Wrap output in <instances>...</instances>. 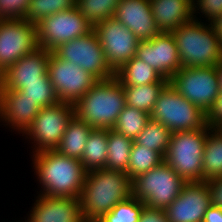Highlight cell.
Masks as SVG:
<instances>
[{
  "mask_svg": "<svg viewBox=\"0 0 222 222\" xmlns=\"http://www.w3.org/2000/svg\"><path fill=\"white\" fill-rule=\"evenodd\" d=\"M15 90L21 91L41 108L52 106L59 102L53 84L50 81L20 84Z\"/></svg>",
  "mask_w": 222,
  "mask_h": 222,
  "instance_id": "cell-34",
  "label": "cell"
},
{
  "mask_svg": "<svg viewBox=\"0 0 222 222\" xmlns=\"http://www.w3.org/2000/svg\"><path fill=\"white\" fill-rule=\"evenodd\" d=\"M136 57L146 62L163 78H170L181 68L176 41L172 33L161 32L147 41H140Z\"/></svg>",
  "mask_w": 222,
  "mask_h": 222,
  "instance_id": "cell-16",
  "label": "cell"
},
{
  "mask_svg": "<svg viewBox=\"0 0 222 222\" xmlns=\"http://www.w3.org/2000/svg\"><path fill=\"white\" fill-rule=\"evenodd\" d=\"M150 119L163 124L171 132L202 129L207 125L206 113L169 83L160 92Z\"/></svg>",
  "mask_w": 222,
  "mask_h": 222,
  "instance_id": "cell-7",
  "label": "cell"
},
{
  "mask_svg": "<svg viewBox=\"0 0 222 222\" xmlns=\"http://www.w3.org/2000/svg\"><path fill=\"white\" fill-rule=\"evenodd\" d=\"M37 25L39 47L53 51L60 44L85 36L94 30L77 8L43 18Z\"/></svg>",
  "mask_w": 222,
  "mask_h": 222,
  "instance_id": "cell-12",
  "label": "cell"
},
{
  "mask_svg": "<svg viewBox=\"0 0 222 222\" xmlns=\"http://www.w3.org/2000/svg\"><path fill=\"white\" fill-rule=\"evenodd\" d=\"M186 1H188L193 6L195 0H186Z\"/></svg>",
  "mask_w": 222,
  "mask_h": 222,
  "instance_id": "cell-44",
  "label": "cell"
},
{
  "mask_svg": "<svg viewBox=\"0 0 222 222\" xmlns=\"http://www.w3.org/2000/svg\"><path fill=\"white\" fill-rule=\"evenodd\" d=\"M163 161L164 158L158 152L133 142L126 174L133 180Z\"/></svg>",
  "mask_w": 222,
  "mask_h": 222,
  "instance_id": "cell-29",
  "label": "cell"
},
{
  "mask_svg": "<svg viewBox=\"0 0 222 222\" xmlns=\"http://www.w3.org/2000/svg\"><path fill=\"white\" fill-rule=\"evenodd\" d=\"M216 76L218 80V85L220 92H222V62L218 63L216 66Z\"/></svg>",
  "mask_w": 222,
  "mask_h": 222,
  "instance_id": "cell-42",
  "label": "cell"
},
{
  "mask_svg": "<svg viewBox=\"0 0 222 222\" xmlns=\"http://www.w3.org/2000/svg\"><path fill=\"white\" fill-rule=\"evenodd\" d=\"M169 84L206 114L220 93L215 66L180 68Z\"/></svg>",
  "mask_w": 222,
  "mask_h": 222,
  "instance_id": "cell-9",
  "label": "cell"
},
{
  "mask_svg": "<svg viewBox=\"0 0 222 222\" xmlns=\"http://www.w3.org/2000/svg\"><path fill=\"white\" fill-rule=\"evenodd\" d=\"M53 52L61 59L78 64L98 80L115 76V72L106 61L104 50L94 30L85 36L60 44Z\"/></svg>",
  "mask_w": 222,
  "mask_h": 222,
  "instance_id": "cell-10",
  "label": "cell"
},
{
  "mask_svg": "<svg viewBox=\"0 0 222 222\" xmlns=\"http://www.w3.org/2000/svg\"><path fill=\"white\" fill-rule=\"evenodd\" d=\"M76 7V0H31L26 12V20L37 24L49 15Z\"/></svg>",
  "mask_w": 222,
  "mask_h": 222,
  "instance_id": "cell-32",
  "label": "cell"
},
{
  "mask_svg": "<svg viewBox=\"0 0 222 222\" xmlns=\"http://www.w3.org/2000/svg\"><path fill=\"white\" fill-rule=\"evenodd\" d=\"M107 143L108 129L93 128L80 159L86 172L105 168L108 155Z\"/></svg>",
  "mask_w": 222,
  "mask_h": 222,
  "instance_id": "cell-23",
  "label": "cell"
},
{
  "mask_svg": "<svg viewBox=\"0 0 222 222\" xmlns=\"http://www.w3.org/2000/svg\"><path fill=\"white\" fill-rule=\"evenodd\" d=\"M145 204L131 196L119 202L110 212L105 213L100 220L102 222H138Z\"/></svg>",
  "mask_w": 222,
  "mask_h": 222,
  "instance_id": "cell-33",
  "label": "cell"
},
{
  "mask_svg": "<svg viewBox=\"0 0 222 222\" xmlns=\"http://www.w3.org/2000/svg\"><path fill=\"white\" fill-rule=\"evenodd\" d=\"M75 115L74 105L58 102L40 109L34 121L22 133L32 142V153L55 150L71 118Z\"/></svg>",
  "mask_w": 222,
  "mask_h": 222,
  "instance_id": "cell-8",
  "label": "cell"
},
{
  "mask_svg": "<svg viewBox=\"0 0 222 222\" xmlns=\"http://www.w3.org/2000/svg\"><path fill=\"white\" fill-rule=\"evenodd\" d=\"M149 120L147 112L125 105L112 129L134 140Z\"/></svg>",
  "mask_w": 222,
  "mask_h": 222,
  "instance_id": "cell-31",
  "label": "cell"
},
{
  "mask_svg": "<svg viewBox=\"0 0 222 222\" xmlns=\"http://www.w3.org/2000/svg\"><path fill=\"white\" fill-rule=\"evenodd\" d=\"M50 53L51 51L39 47L20 58L0 75V89L15 90L24 83L49 82Z\"/></svg>",
  "mask_w": 222,
  "mask_h": 222,
  "instance_id": "cell-17",
  "label": "cell"
},
{
  "mask_svg": "<svg viewBox=\"0 0 222 222\" xmlns=\"http://www.w3.org/2000/svg\"><path fill=\"white\" fill-rule=\"evenodd\" d=\"M172 132L158 121L150 119L134 139L140 146L158 152L163 158L168 150Z\"/></svg>",
  "mask_w": 222,
  "mask_h": 222,
  "instance_id": "cell-28",
  "label": "cell"
},
{
  "mask_svg": "<svg viewBox=\"0 0 222 222\" xmlns=\"http://www.w3.org/2000/svg\"><path fill=\"white\" fill-rule=\"evenodd\" d=\"M193 18L172 31L183 67H209L222 62V48L212 26Z\"/></svg>",
  "mask_w": 222,
  "mask_h": 222,
  "instance_id": "cell-4",
  "label": "cell"
},
{
  "mask_svg": "<svg viewBox=\"0 0 222 222\" xmlns=\"http://www.w3.org/2000/svg\"><path fill=\"white\" fill-rule=\"evenodd\" d=\"M25 222H83L80 199L38 194Z\"/></svg>",
  "mask_w": 222,
  "mask_h": 222,
  "instance_id": "cell-18",
  "label": "cell"
},
{
  "mask_svg": "<svg viewBox=\"0 0 222 222\" xmlns=\"http://www.w3.org/2000/svg\"><path fill=\"white\" fill-rule=\"evenodd\" d=\"M134 140L108 129V155L105 169L126 173Z\"/></svg>",
  "mask_w": 222,
  "mask_h": 222,
  "instance_id": "cell-26",
  "label": "cell"
},
{
  "mask_svg": "<svg viewBox=\"0 0 222 222\" xmlns=\"http://www.w3.org/2000/svg\"><path fill=\"white\" fill-rule=\"evenodd\" d=\"M206 122L211 129H220L222 127V92L219 93L213 106L206 114Z\"/></svg>",
  "mask_w": 222,
  "mask_h": 222,
  "instance_id": "cell-37",
  "label": "cell"
},
{
  "mask_svg": "<svg viewBox=\"0 0 222 222\" xmlns=\"http://www.w3.org/2000/svg\"><path fill=\"white\" fill-rule=\"evenodd\" d=\"M48 76L59 102L72 105L99 81L78 64L59 58L53 51L49 55Z\"/></svg>",
  "mask_w": 222,
  "mask_h": 222,
  "instance_id": "cell-11",
  "label": "cell"
},
{
  "mask_svg": "<svg viewBox=\"0 0 222 222\" xmlns=\"http://www.w3.org/2000/svg\"><path fill=\"white\" fill-rule=\"evenodd\" d=\"M206 182L210 191L211 205L222 208V176L206 180Z\"/></svg>",
  "mask_w": 222,
  "mask_h": 222,
  "instance_id": "cell-38",
  "label": "cell"
},
{
  "mask_svg": "<svg viewBox=\"0 0 222 222\" xmlns=\"http://www.w3.org/2000/svg\"><path fill=\"white\" fill-rule=\"evenodd\" d=\"M132 196V180L121 171L98 169L86 173L80 196L83 219L99 220Z\"/></svg>",
  "mask_w": 222,
  "mask_h": 222,
  "instance_id": "cell-2",
  "label": "cell"
},
{
  "mask_svg": "<svg viewBox=\"0 0 222 222\" xmlns=\"http://www.w3.org/2000/svg\"><path fill=\"white\" fill-rule=\"evenodd\" d=\"M203 222H222V208L211 205L205 211Z\"/></svg>",
  "mask_w": 222,
  "mask_h": 222,
  "instance_id": "cell-40",
  "label": "cell"
},
{
  "mask_svg": "<svg viewBox=\"0 0 222 222\" xmlns=\"http://www.w3.org/2000/svg\"><path fill=\"white\" fill-rule=\"evenodd\" d=\"M42 109L21 91L0 89V122L23 133Z\"/></svg>",
  "mask_w": 222,
  "mask_h": 222,
  "instance_id": "cell-19",
  "label": "cell"
},
{
  "mask_svg": "<svg viewBox=\"0 0 222 222\" xmlns=\"http://www.w3.org/2000/svg\"><path fill=\"white\" fill-rule=\"evenodd\" d=\"M121 0H76V8L93 27L114 17Z\"/></svg>",
  "mask_w": 222,
  "mask_h": 222,
  "instance_id": "cell-30",
  "label": "cell"
},
{
  "mask_svg": "<svg viewBox=\"0 0 222 222\" xmlns=\"http://www.w3.org/2000/svg\"><path fill=\"white\" fill-rule=\"evenodd\" d=\"M31 0H0V20H26Z\"/></svg>",
  "mask_w": 222,
  "mask_h": 222,
  "instance_id": "cell-35",
  "label": "cell"
},
{
  "mask_svg": "<svg viewBox=\"0 0 222 222\" xmlns=\"http://www.w3.org/2000/svg\"><path fill=\"white\" fill-rule=\"evenodd\" d=\"M150 3L160 32L171 33L194 18L193 6L186 0H150Z\"/></svg>",
  "mask_w": 222,
  "mask_h": 222,
  "instance_id": "cell-21",
  "label": "cell"
},
{
  "mask_svg": "<svg viewBox=\"0 0 222 222\" xmlns=\"http://www.w3.org/2000/svg\"><path fill=\"white\" fill-rule=\"evenodd\" d=\"M40 193L49 197L79 199L86 171L80 160L59 154L56 150L36 152L31 156Z\"/></svg>",
  "mask_w": 222,
  "mask_h": 222,
  "instance_id": "cell-1",
  "label": "cell"
},
{
  "mask_svg": "<svg viewBox=\"0 0 222 222\" xmlns=\"http://www.w3.org/2000/svg\"><path fill=\"white\" fill-rule=\"evenodd\" d=\"M114 17L140 41H147L160 34L151 12L150 0H121Z\"/></svg>",
  "mask_w": 222,
  "mask_h": 222,
  "instance_id": "cell-20",
  "label": "cell"
},
{
  "mask_svg": "<svg viewBox=\"0 0 222 222\" xmlns=\"http://www.w3.org/2000/svg\"><path fill=\"white\" fill-rule=\"evenodd\" d=\"M186 183L163 161L132 180V196L147 207L165 209L181 193Z\"/></svg>",
  "mask_w": 222,
  "mask_h": 222,
  "instance_id": "cell-6",
  "label": "cell"
},
{
  "mask_svg": "<svg viewBox=\"0 0 222 222\" xmlns=\"http://www.w3.org/2000/svg\"><path fill=\"white\" fill-rule=\"evenodd\" d=\"M203 181L222 176V130L212 129L205 140Z\"/></svg>",
  "mask_w": 222,
  "mask_h": 222,
  "instance_id": "cell-27",
  "label": "cell"
},
{
  "mask_svg": "<svg viewBox=\"0 0 222 222\" xmlns=\"http://www.w3.org/2000/svg\"><path fill=\"white\" fill-rule=\"evenodd\" d=\"M210 206L207 182H187L164 212L169 222H203L205 211Z\"/></svg>",
  "mask_w": 222,
  "mask_h": 222,
  "instance_id": "cell-15",
  "label": "cell"
},
{
  "mask_svg": "<svg viewBox=\"0 0 222 222\" xmlns=\"http://www.w3.org/2000/svg\"><path fill=\"white\" fill-rule=\"evenodd\" d=\"M138 222H169L164 209H156L144 206Z\"/></svg>",
  "mask_w": 222,
  "mask_h": 222,
  "instance_id": "cell-39",
  "label": "cell"
},
{
  "mask_svg": "<svg viewBox=\"0 0 222 222\" xmlns=\"http://www.w3.org/2000/svg\"><path fill=\"white\" fill-rule=\"evenodd\" d=\"M37 48L36 24L27 20H0V75Z\"/></svg>",
  "mask_w": 222,
  "mask_h": 222,
  "instance_id": "cell-13",
  "label": "cell"
},
{
  "mask_svg": "<svg viewBox=\"0 0 222 222\" xmlns=\"http://www.w3.org/2000/svg\"><path fill=\"white\" fill-rule=\"evenodd\" d=\"M168 83L169 80L164 78L161 82L152 84L123 86L126 105L150 114L160 92Z\"/></svg>",
  "mask_w": 222,
  "mask_h": 222,
  "instance_id": "cell-25",
  "label": "cell"
},
{
  "mask_svg": "<svg viewBox=\"0 0 222 222\" xmlns=\"http://www.w3.org/2000/svg\"><path fill=\"white\" fill-rule=\"evenodd\" d=\"M94 31L104 50L106 61L114 72L136 56L140 40L115 17L96 24Z\"/></svg>",
  "mask_w": 222,
  "mask_h": 222,
  "instance_id": "cell-14",
  "label": "cell"
},
{
  "mask_svg": "<svg viewBox=\"0 0 222 222\" xmlns=\"http://www.w3.org/2000/svg\"><path fill=\"white\" fill-rule=\"evenodd\" d=\"M200 11V12H199ZM196 13H202L208 23L222 15V0H195L193 5V17Z\"/></svg>",
  "mask_w": 222,
  "mask_h": 222,
  "instance_id": "cell-36",
  "label": "cell"
},
{
  "mask_svg": "<svg viewBox=\"0 0 222 222\" xmlns=\"http://www.w3.org/2000/svg\"><path fill=\"white\" fill-rule=\"evenodd\" d=\"M209 24L212 26L214 32L216 33L219 40V45L222 48V15L215 18Z\"/></svg>",
  "mask_w": 222,
  "mask_h": 222,
  "instance_id": "cell-41",
  "label": "cell"
},
{
  "mask_svg": "<svg viewBox=\"0 0 222 222\" xmlns=\"http://www.w3.org/2000/svg\"><path fill=\"white\" fill-rule=\"evenodd\" d=\"M212 129L172 132L164 161L186 182L203 181V152L205 140Z\"/></svg>",
  "mask_w": 222,
  "mask_h": 222,
  "instance_id": "cell-5",
  "label": "cell"
},
{
  "mask_svg": "<svg viewBox=\"0 0 222 222\" xmlns=\"http://www.w3.org/2000/svg\"><path fill=\"white\" fill-rule=\"evenodd\" d=\"M83 222H102L100 219L99 220H86L84 219Z\"/></svg>",
  "mask_w": 222,
  "mask_h": 222,
  "instance_id": "cell-43",
  "label": "cell"
},
{
  "mask_svg": "<svg viewBox=\"0 0 222 222\" xmlns=\"http://www.w3.org/2000/svg\"><path fill=\"white\" fill-rule=\"evenodd\" d=\"M122 86H140L161 82L164 78L143 60L134 56L115 72Z\"/></svg>",
  "mask_w": 222,
  "mask_h": 222,
  "instance_id": "cell-24",
  "label": "cell"
},
{
  "mask_svg": "<svg viewBox=\"0 0 222 222\" xmlns=\"http://www.w3.org/2000/svg\"><path fill=\"white\" fill-rule=\"evenodd\" d=\"M92 127L74 115L55 149L59 154L80 160Z\"/></svg>",
  "mask_w": 222,
  "mask_h": 222,
  "instance_id": "cell-22",
  "label": "cell"
},
{
  "mask_svg": "<svg viewBox=\"0 0 222 222\" xmlns=\"http://www.w3.org/2000/svg\"><path fill=\"white\" fill-rule=\"evenodd\" d=\"M125 105L123 86L114 76L99 80L74 104V111L92 128L112 129Z\"/></svg>",
  "mask_w": 222,
  "mask_h": 222,
  "instance_id": "cell-3",
  "label": "cell"
}]
</instances>
